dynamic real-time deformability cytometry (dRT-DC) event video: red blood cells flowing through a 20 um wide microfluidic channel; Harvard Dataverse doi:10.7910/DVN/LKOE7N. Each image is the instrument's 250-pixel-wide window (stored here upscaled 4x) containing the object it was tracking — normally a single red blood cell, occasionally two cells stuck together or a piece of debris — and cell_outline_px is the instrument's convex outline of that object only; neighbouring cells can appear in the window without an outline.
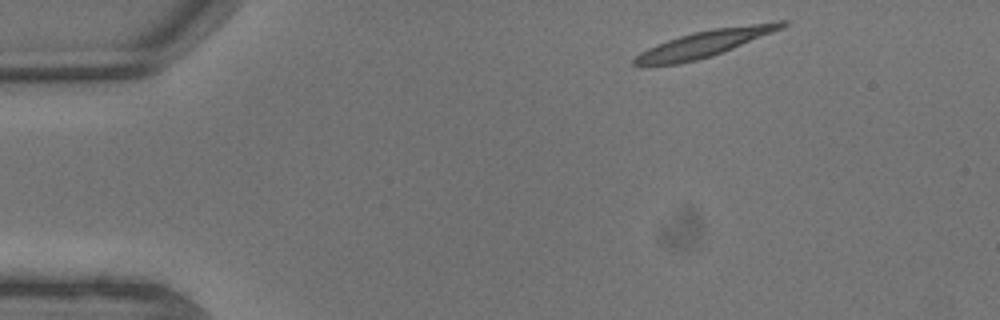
{"species": "common noctule bat (a hibernating species)", "species_latin": "Nyctalus noctula", "temperature_condition": "warm", "stored_images_in_passage": 4, "camera_frame_rate_fps": 3000, "um_per_image_px": 0.085, "animal": {"sex": "male", "body_mass_g": 13.3}, "frame": {"image": 1, "passage_image": 1, "time_ms": 0.0, "image_size_px": [1000, 320], "cell_outline_px": [[788, 24], [784, 28], [712, 56], [680, 64], [632, 64], [632, 60], [640, 52], [648, 48], [668, 40], [680, 36], [696, 32], [716, 28], [776, 20], [788, 20]], "centroid_in_image_um": [60.0, 3.67], "position_along_channel_um": 25.0, "area_um2": 22.48}}
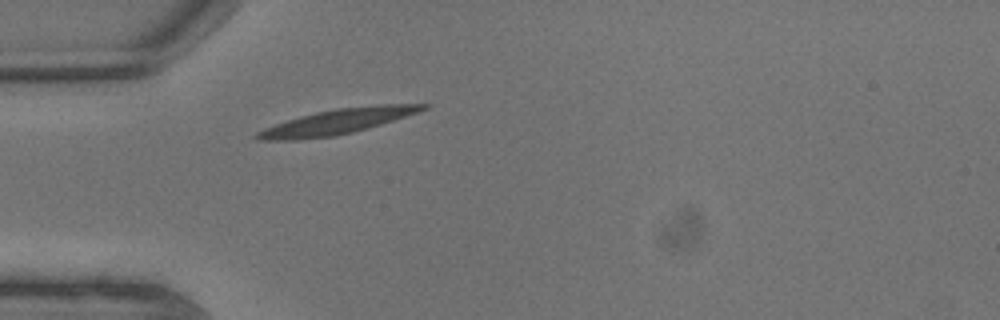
{"frame": {"image": 2, "passage_image": 4, "time_ms": 1.0, "image_size_px": [1000, 320], "cell_outline_px": [[428, 108], [368, 128], [336, 136], [296, 140], [256, 140], [252, 136], [256, 132], [264, 128], [300, 116], [316, 112], [336, 108], [380, 104], [428, 104]], "centroid_in_image_um": [28.59, 10.35], "position_along_channel_um": 56.4, "area_um2": 24.04}}